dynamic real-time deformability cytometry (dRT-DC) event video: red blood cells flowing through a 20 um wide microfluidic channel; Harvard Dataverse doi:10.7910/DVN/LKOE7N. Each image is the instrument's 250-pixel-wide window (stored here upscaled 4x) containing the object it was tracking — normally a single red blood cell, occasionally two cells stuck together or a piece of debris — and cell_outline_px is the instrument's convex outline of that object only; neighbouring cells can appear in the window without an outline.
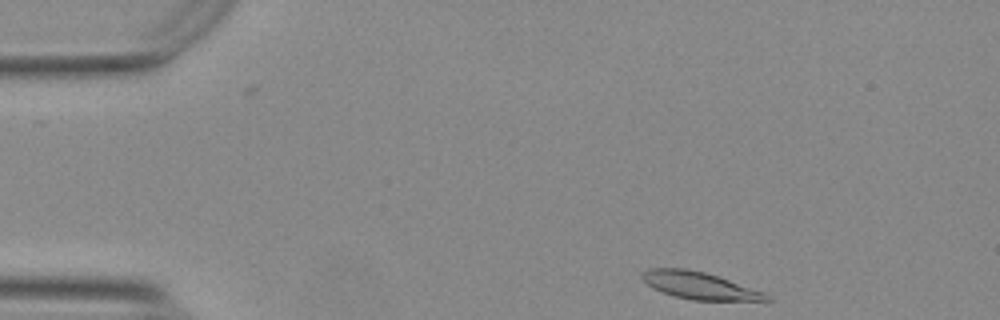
{"species": "Egyptian fruit bat (a non-hibernating species)", "species_latin": "Rousettus aegyptiacus", "temperature_condition": "warm", "stored_images_in_passage": 48, "camera_frame_rate_fps": 3000, "um_per_image_px": 0.085, "animal": {"sex": "female"}, "frame": {"image": 1, "passage_image": 1, "time_ms": 0.0, "image_size_px": [1000, 320], "cell_outline_px": [[772, 300], [692, 300], [672, 296], [652, 288], [640, 276], [640, 272], [648, 268], [684, 268], [704, 272], [764, 292], [772, 296]], "centroid_in_image_um": [59.39, 24.27], "position_along_channel_um": 25.6, "area_um2": 19.54}}
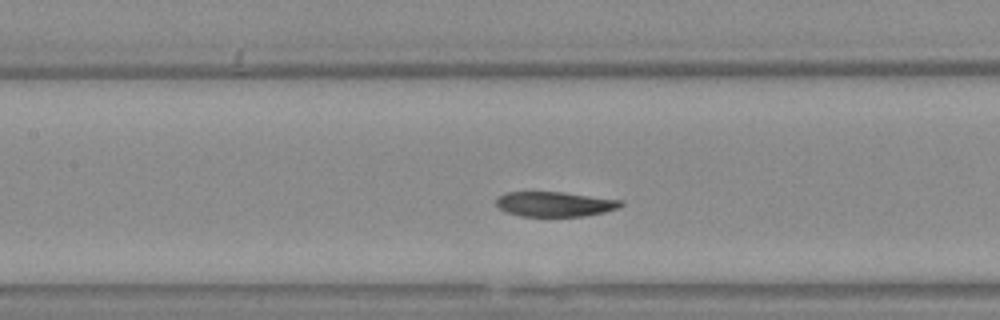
{"frame": {"image": 2, "passage_image": 18, "time_ms": 5.667, "image_size_px": [1000, 320], "cell_outline_px": [[624, 204], [620, 208], [604, 212], [584, 216], [520, 216], [504, 212], [496, 204], [496, 196], [508, 192], [564, 192], [624, 200]], "centroid_in_image_um": [47.18, 17.34], "position_along_channel_um": 160.2, "area_um2": 18.32}}
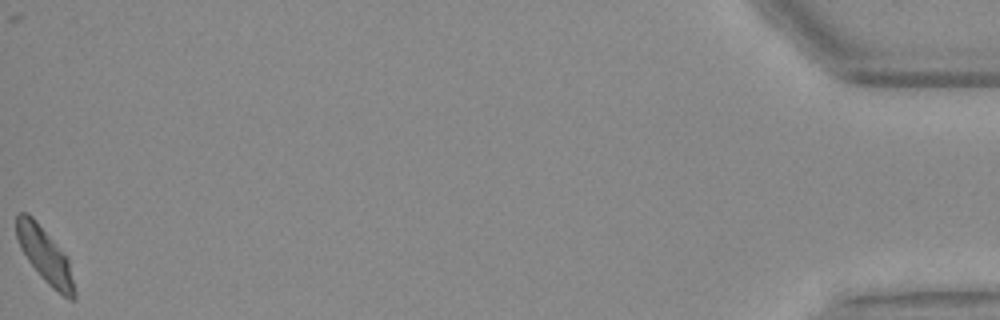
{"frame": {"image": 3, "passage_image": 48, "time_ms": 15.667, "image_size_px": [1000, 320], "cell_outline_px": [[76, 300], [68, 300], [52, 288], [40, 276], [28, 260], [20, 248], [16, 236], [16, 212], [28, 212], [36, 220], [64, 252], [68, 260], [76, 292]], "centroid_in_image_um": [3.82, 21.7], "position_along_channel_um": 431.4, "area_um2": 18.73}, "authors_computed_cell_mechanics": {"area_um2": 19.1896, "velocity_mm_per_s": 3.7098, "shape_relaxation_time_tau1_ms": 9.4814, "shape_relaxation_time_tau2_ms": 2.1975, "deformation_change_tau1": 0.2436, "deformation_change_tau2": 0.0697}}